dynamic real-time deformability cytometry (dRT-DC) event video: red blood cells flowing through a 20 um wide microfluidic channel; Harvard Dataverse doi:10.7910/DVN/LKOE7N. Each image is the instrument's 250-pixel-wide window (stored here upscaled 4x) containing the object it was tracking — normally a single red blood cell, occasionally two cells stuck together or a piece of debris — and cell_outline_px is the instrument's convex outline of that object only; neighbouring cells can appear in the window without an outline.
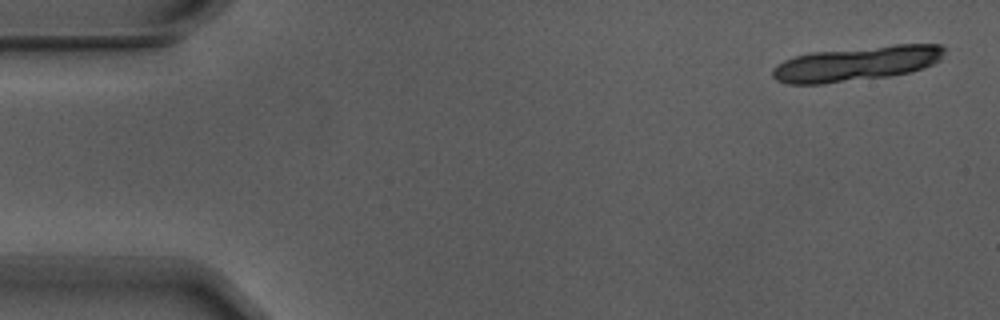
{"species": "Egyptian fruit bat (a non-hibernating species)", "species_latin": "Rousettus aegyptiacus", "temperature_condition": "warm", "stored_images_in_passage": 6, "camera_frame_rate_fps": 3000, "um_per_image_px": 0.085, "animal": {"sex": "male"}, "frame": {"image": 1, "passage_image": 1, "time_ms": 0.0, "image_size_px": [1000, 320], "cell_outline_px": [[948, 48], [940, 60], [924, 68], [908, 72], [888, 76], [824, 84], [788, 84], [776, 80], [772, 76], [772, 68], [776, 64], [784, 60], [796, 56], [812, 52], [892, 44], [940, 44]], "centroid_in_image_um": [72.82, 5.39], "position_along_channel_um": 12.2, "area_um2": 35.08}}